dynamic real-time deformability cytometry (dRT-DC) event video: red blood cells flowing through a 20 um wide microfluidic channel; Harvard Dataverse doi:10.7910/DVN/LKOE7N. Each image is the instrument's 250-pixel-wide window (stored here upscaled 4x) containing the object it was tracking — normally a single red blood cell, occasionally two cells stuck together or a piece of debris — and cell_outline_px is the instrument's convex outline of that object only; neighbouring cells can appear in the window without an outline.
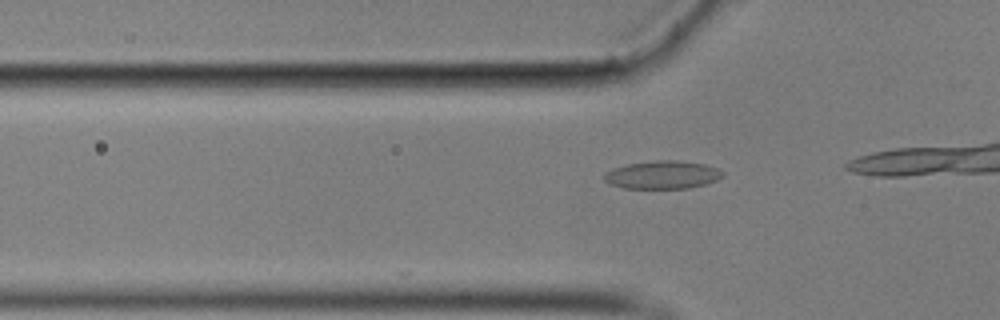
{"species": "common noctule bat (a hibernating species)", "species_latin": "Nyctalus noctula", "temperature_condition": "cold", "stored_images_in_passage": 15, "camera_frame_rate_fps": 3000, "um_per_image_px": 0.085, "animal": {"sex": "male", "body_mass_g": 17.9}, "frame": {"image": 1, "passage_image": 13, "time_ms": 4.0, "image_size_px": [1000, 320], "cell_outline_px": [[724, 176], [716, 180], [704, 184], [688, 188], [624, 188], [612, 184], [604, 180], [604, 172], [612, 168], [628, 164], [656, 160], [676, 160], [704, 164], [720, 168], [724, 172]], "centroid_in_image_um": [56.33, 14.85], "position_along_channel_um": 69.5, "area_um2": 19.36}}